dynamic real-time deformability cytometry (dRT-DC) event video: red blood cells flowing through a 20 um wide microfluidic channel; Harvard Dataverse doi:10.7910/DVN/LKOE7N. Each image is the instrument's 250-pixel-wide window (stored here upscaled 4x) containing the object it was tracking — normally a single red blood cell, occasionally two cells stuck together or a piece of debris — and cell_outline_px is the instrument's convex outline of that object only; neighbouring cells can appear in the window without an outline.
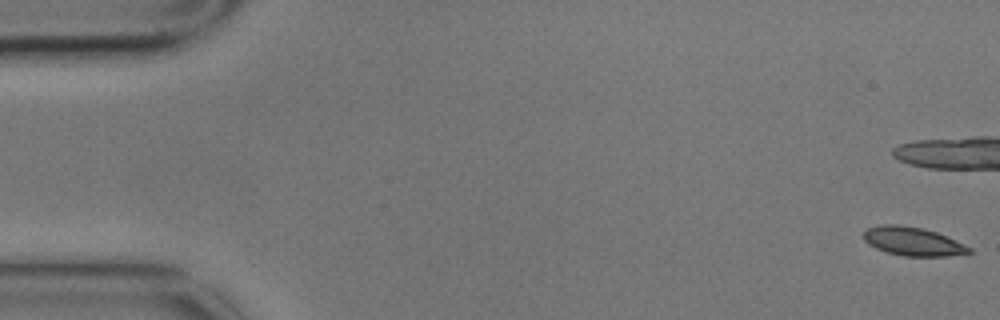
{"species": "common noctule bat (a hibernating species)", "species_latin": "Nyctalus noctula", "temperature_condition": "cold", "stored_images_in_passage": 5, "camera_frame_rate_fps": 3000, "um_per_image_px": 0.085, "animal": {"sex": "male", "body_mass_g": 17.9}, "frame": {"image": 1, "passage_image": 1, "time_ms": 0.0, "image_size_px": [1000, 320], "cell_outline_px": [[972, 252], [948, 256], [904, 256], [884, 252], [868, 244], [864, 240], [864, 232], [868, 228], [880, 224], [900, 224], [924, 228], [936, 232], [972, 248]], "centroid_in_image_um": [77.56, 20.51], "position_along_channel_um": 7.4, "area_um2": 17.63}}